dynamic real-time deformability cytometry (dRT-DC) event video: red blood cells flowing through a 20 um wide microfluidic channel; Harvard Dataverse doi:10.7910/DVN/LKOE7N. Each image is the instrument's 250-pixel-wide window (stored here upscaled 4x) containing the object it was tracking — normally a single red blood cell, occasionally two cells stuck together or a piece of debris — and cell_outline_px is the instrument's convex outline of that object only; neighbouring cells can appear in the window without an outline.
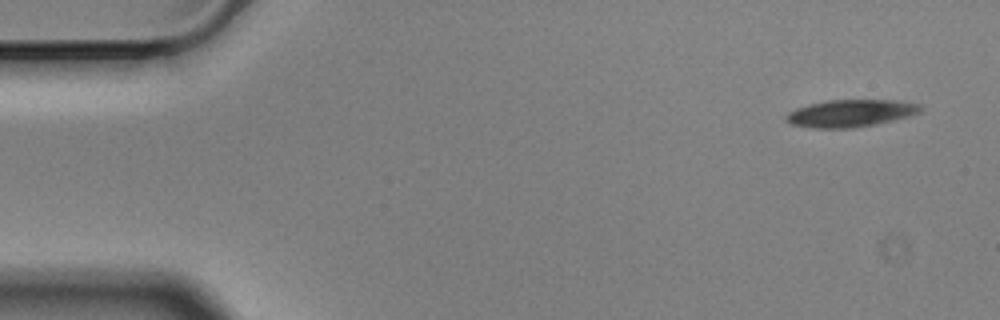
{"species": "Egyptian fruit bat (a non-hibernating species)", "species_latin": "Rousettus aegyptiacus", "temperature_condition": "cold", "stored_images_in_passage": 5, "camera_frame_rate_fps": 3000, "um_per_image_px": 0.085, "animal": {"sex": "male"}, "frame": {"image": 1, "passage_image": 1, "time_ms": 0.0, "image_size_px": [1000, 320], "cell_outline_px": [[924, 108], [920, 112], [912, 116], [856, 128], [812, 128], [792, 124], [784, 120], [784, 116], [788, 112], [796, 108], [828, 100], [904, 100], [924, 104]], "centroid_in_image_um": [72.38, 9.62], "position_along_channel_um": 12.6, "area_um2": 21.73}}
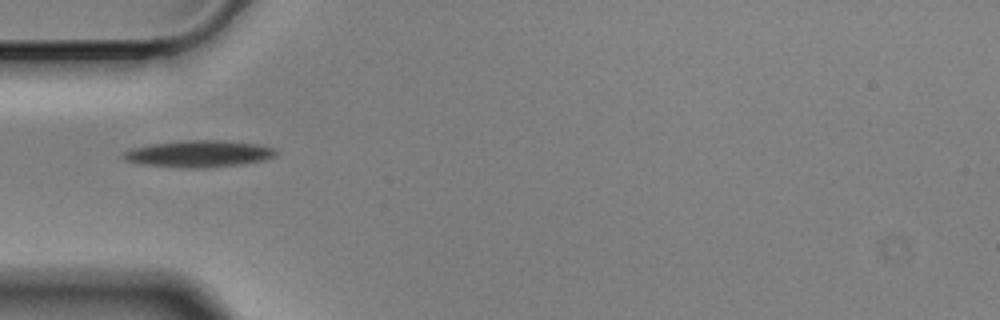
{"frame": {"image": 2, "passage_image": 5, "time_ms": 1.333, "image_size_px": [1000, 320], "cell_outline_px": [[280, 152], [276, 156], [268, 160], [244, 164], [204, 168], [180, 168], [144, 164], [124, 160], [120, 156], [124, 152], [132, 148], [156, 144], [188, 140], [224, 140], [260, 144], [276, 148]], "centroid_in_image_um": [17.02, 13.08], "position_along_channel_um": 68.0, "area_um2": 24.1}}